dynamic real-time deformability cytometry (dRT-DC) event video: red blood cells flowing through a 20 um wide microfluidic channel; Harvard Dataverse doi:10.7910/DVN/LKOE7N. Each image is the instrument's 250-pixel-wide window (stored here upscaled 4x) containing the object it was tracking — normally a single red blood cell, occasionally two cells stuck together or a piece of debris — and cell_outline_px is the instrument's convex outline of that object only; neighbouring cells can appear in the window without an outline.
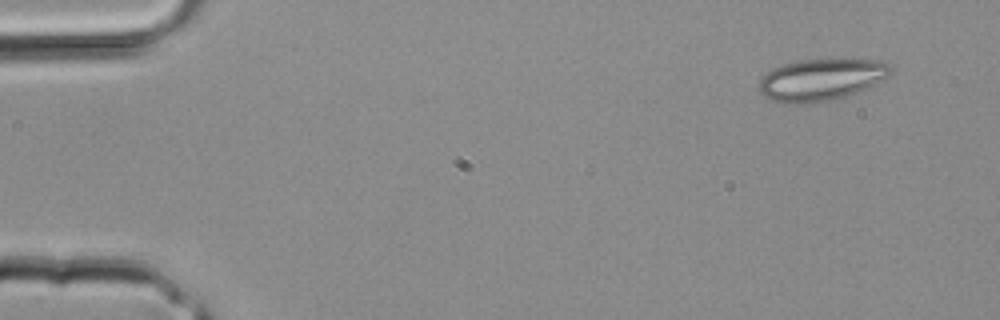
{"species": "common noctule bat (a hibernating species)", "species_latin": "Nyctalus noctula", "temperature_condition": "room temperature", "stored_images_in_passage": 2, "camera_frame_rate_fps": 3000, "um_per_image_px": 0.085, "animal": {"sex": "male", "body_mass_g": 20.4}, "frame": {"image": 1, "passage_image": 1, "time_ms": 0.0, "image_size_px": [1000, 320], "cell_outline_px": [[892, 72], [888, 76], [868, 88], [844, 96], [828, 100], [808, 104], [788, 104], [772, 100], [764, 96], [760, 92], [760, 80], [772, 68], [784, 64], [800, 60], [888, 60], [892, 68]], "centroid_in_image_um": [69.82, 6.77], "position_along_channel_um": 15.2, "area_um2": 31.91}}